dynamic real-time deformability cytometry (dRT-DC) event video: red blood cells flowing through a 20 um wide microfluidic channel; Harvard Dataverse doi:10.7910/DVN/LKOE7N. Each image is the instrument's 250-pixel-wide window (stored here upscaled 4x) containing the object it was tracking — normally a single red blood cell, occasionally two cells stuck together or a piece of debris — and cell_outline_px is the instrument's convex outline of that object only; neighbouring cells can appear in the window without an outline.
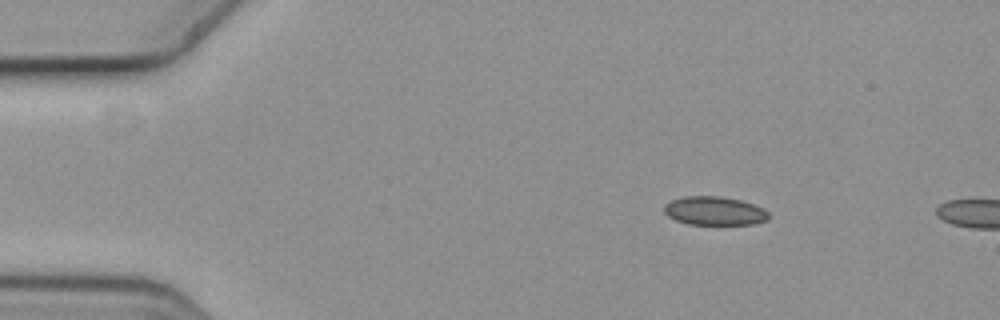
{"species": "common noctule bat (a hibernating species)", "species_latin": "Nyctalus noctula", "temperature_condition": "cold", "stored_images_in_passage": 4, "camera_frame_rate_fps": 3000, "um_per_image_px": 0.085, "animal": {"sex": "female", "body_mass_g": 19.3, "forearm_length_mm": 54.1}, "frame": {"image": 1, "passage_image": 2, "time_ms": 0.333, "image_size_px": [1000, 320], "cell_outline_px": [[768, 220], [756, 224], [688, 224], [676, 220], [668, 216], [664, 212], [664, 204], [672, 200], [684, 196], [720, 196], [740, 200], [764, 208], [768, 212]], "centroid_in_image_um": [60.73, 17.92], "position_along_channel_um": 24.3, "area_um2": 17.46}}